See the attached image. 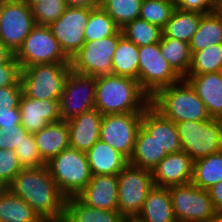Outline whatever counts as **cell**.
<instances>
[{"label":"cell","instance_id":"6","mask_svg":"<svg viewBox=\"0 0 222 222\" xmlns=\"http://www.w3.org/2000/svg\"><path fill=\"white\" fill-rule=\"evenodd\" d=\"M181 151L193 162L222 151V119L175 123Z\"/></svg>","mask_w":222,"mask_h":222},{"label":"cell","instance_id":"52","mask_svg":"<svg viewBox=\"0 0 222 222\" xmlns=\"http://www.w3.org/2000/svg\"><path fill=\"white\" fill-rule=\"evenodd\" d=\"M212 3L214 8L217 9L222 4V0H212Z\"/></svg>","mask_w":222,"mask_h":222},{"label":"cell","instance_id":"30","mask_svg":"<svg viewBox=\"0 0 222 222\" xmlns=\"http://www.w3.org/2000/svg\"><path fill=\"white\" fill-rule=\"evenodd\" d=\"M41 217L22 198L7 188L0 191V222H37Z\"/></svg>","mask_w":222,"mask_h":222},{"label":"cell","instance_id":"34","mask_svg":"<svg viewBox=\"0 0 222 222\" xmlns=\"http://www.w3.org/2000/svg\"><path fill=\"white\" fill-rule=\"evenodd\" d=\"M143 0H101L100 6L121 29L139 18Z\"/></svg>","mask_w":222,"mask_h":222},{"label":"cell","instance_id":"2","mask_svg":"<svg viewBox=\"0 0 222 222\" xmlns=\"http://www.w3.org/2000/svg\"><path fill=\"white\" fill-rule=\"evenodd\" d=\"M150 101L135 79L113 74L96 76L95 108L102 115L143 113Z\"/></svg>","mask_w":222,"mask_h":222},{"label":"cell","instance_id":"54","mask_svg":"<svg viewBox=\"0 0 222 222\" xmlns=\"http://www.w3.org/2000/svg\"><path fill=\"white\" fill-rule=\"evenodd\" d=\"M7 0H0V16H1V13H2V9H3V6L5 4Z\"/></svg>","mask_w":222,"mask_h":222},{"label":"cell","instance_id":"26","mask_svg":"<svg viewBox=\"0 0 222 222\" xmlns=\"http://www.w3.org/2000/svg\"><path fill=\"white\" fill-rule=\"evenodd\" d=\"M64 218L68 222H123L118 211L91 208L77 197L66 198Z\"/></svg>","mask_w":222,"mask_h":222},{"label":"cell","instance_id":"11","mask_svg":"<svg viewBox=\"0 0 222 222\" xmlns=\"http://www.w3.org/2000/svg\"><path fill=\"white\" fill-rule=\"evenodd\" d=\"M122 35V30L119 29L109 37L85 41L70 59L71 70L91 76L111 74L112 58Z\"/></svg>","mask_w":222,"mask_h":222},{"label":"cell","instance_id":"31","mask_svg":"<svg viewBox=\"0 0 222 222\" xmlns=\"http://www.w3.org/2000/svg\"><path fill=\"white\" fill-rule=\"evenodd\" d=\"M162 56L168 61L173 70L185 78L191 67L192 53L188 43L162 35L160 41Z\"/></svg>","mask_w":222,"mask_h":222},{"label":"cell","instance_id":"9","mask_svg":"<svg viewBox=\"0 0 222 222\" xmlns=\"http://www.w3.org/2000/svg\"><path fill=\"white\" fill-rule=\"evenodd\" d=\"M21 68L35 64L70 63L49 26L36 25L15 53Z\"/></svg>","mask_w":222,"mask_h":222},{"label":"cell","instance_id":"25","mask_svg":"<svg viewBox=\"0 0 222 222\" xmlns=\"http://www.w3.org/2000/svg\"><path fill=\"white\" fill-rule=\"evenodd\" d=\"M167 155L154 138L141 126L138 129L134 151L128 163L143 169L153 170Z\"/></svg>","mask_w":222,"mask_h":222},{"label":"cell","instance_id":"10","mask_svg":"<svg viewBox=\"0 0 222 222\" xmlns=\"http://www.w3.org/2000/svg\"><path fill=\"white\" fill-rule=\"evenodd\" d=\"M138 59V82L150 97L182 79L162 56L160 42L139 47Z\"/></svg>","mask_w":222,"mask_h":222},{"label":"cell","instance_id":"45","mask_svg":"<svg viewBox=\"0 0 222 222\" xmlns=\"http://www.w3.org/2000/svg\"><path fill=\"white\" fill-rule=\"evenodd\" d=\"M209 197L212 200L217 215H222V181L208 189Z\"/></svg>","mask_w":222,"mask_h":222},{"label":"cell","instance_id":"50","mask_svg":"<svg viewBox=\"0 0 222 222\" xmlns=\"http://www.w3.org/2000/svg\"><path fill=\"white\" fill-rule=\"evenodd\" d=\"M123 222H144V221L140 220L137 216H134V217H125L123 219Z\"/></svg>","mask_w":222,"mask_h":222},{"label":"cell","instance_id":"40","mask_svg":"<svg viewBox=\"0 0 222 222\" xmlns=\"http://www.w3.org/2000/svg\"><path fill=\"white\" fill-rule=\"evenodd\" d=\"M23 169L13 149H0V185L6 188Z\"/></svg>","mask_w":222,"mask_h":222},{"label":"cell","instance_id":"33","mask_svg":"<svg viewBox=\"0 0 222 222\" xmlns=\"http://www.w3.org/2000/svg\"><path fill=\"white\" fill-rule=\"evenodd\" d=\"M123 35L138 47L161 41L163 29L137 18L121 28Z\"/></svg>","mask_w":222,"mask_h":222},{"label":"cell","instance_id":"4","mask_svg":"<svg viewBox=\"0 0 222 222\" xmlns=\"http://www.w3.org/2000/svg\"><path fill=\"white\" fill-rule=\"evenodd\" d=\"M51 177L66 197H76L92 178L87 154L67 148L47 162Z\"/></svg>","mask_w":222,"mask_h":222},{"label":"cell","instance_id":"39","mask_svg":"<svg viewBox=\"0 0 222 222\" xmlns=\"http://www.w3.org/2000/svg\"><path fill=\"white\" fill-rule=\"evenodd\" d=\"M15 153L19 158L21 166L24 168H35L47 165L42 159L36 140L33 134L29 133L19 146L15 147Z\"/></svg>","mask_w":222,"mask_h":222},{"label":"cell","instance_id":"44","mask_svg":"<svg viewBox=\"0 0 222 222\" xmlns=\"http://www.w3.org/2000/svg\"><path fill=\"white\" fill-rule=\"evenodd\" d=\"M176 7L183 11H196L203 14L215 9L212 0H176Z\"/></svg>","mask_w":222,"mask_h":222},{"label":"cell","instance_id":"22","mask_svg":"<svg viewBox=\"0 0 222 222\" xmlns=\"http://www.w3.org/2000/svg\"><path fill=\"white\" fill-rule=\"evenodd\" d=\"M39 153L47 163L61 151L70 147L67 121L49 123L33 134Z\"/></svg>","mask_w":222,"mask_h":222},{"label":"cell","instance_id":"47","mask_svg":"<svg viewBox=\"0 0 222 222\" xmlns=\"http://www.w3.org/2000/svg\"><path fill=\"white\" fill-rule=\"evenodd\" d=\"M67 7L95 9L100 7L101 0H64Z\"/></svg>","mask_w":222,"mask_h":222},{"label":"cell","instance_id":"12","mask_svg":"<svg viewBox=\"0 0 222 222\" xmlns=\"http://www.w3.org/2000/svg\"><path fill=\"white\" fill-rule=\"evenodd\" d=\"M96 76L70 71L59 100L60 118L68 121L95 108Z\"/></svg>","mask_w":222,"mask_h":222},{"label":"cell","instance_id":"14","mask_svg":"<svg viewBox=\"0 0 222 222\" xmlns=\"http://www.w3.org/2000/svg\"><path fill=\"white\" fill-rule=\"evenodd\" d=\"M36 26L31 8L22 0H7L0 16V40L15 54Z\"/></svg>","mask_w":222,"mask_h":222},{"label":"cell","instance_id":"20","mask_svg":"<svg viewBox=\"0 0 222 222\" xmlns=\"http://www.w3.org/2000/svg\"><path fill=\"white\" fill-rule=\"evenodd\" d=\"M103 115L93 108L67 121L71 148L87 152L98 140Z\"/></svg>","mask_w":222,"mask_h":222},{"label":"cell","instance_id":"23","mask_svg":"<svg viewBox=\"0 0 222 222\" xmlns=\"http://www.w3.org/2000/svg\"><path fill=\"white\" fill-rule=\"evenodd\" d=\"M92 175H118L128 160L107 143L98 140L87 152Z\"/></svg>","mask_w":222,"mask_h":222},{"label":"cell","instance_id":"18","mask_svg":"<svg viewBox=\"0 0 222 222\" xmlns=\"http://www.w3.org/2000/svg\"><path fill=\"white\" fill-rule=\"evenodd\" d=\"M76 197L88 207L118 211L117 175H92Z\"/></svg>","mask_w":222,"mask_h":222},{"label":"cell","instance_id":"3","mask_svg":"<svg viewBox=\"0 0 222 222\" xmlns=\"http://www.w3.org/2000/svg\"><path fill=\"white\" fill-rule=\"evenodd\" d=\"M150 104L174 123L212 119L204 102L184 78L157 91L151 97Z\"/></svg>","mask_w":222,"mask_h":222},{"label":"cell","instance_id":"51","mask_svg":"<svg viewBox=\"0 0 222 222\" xmlns=\"http://www.w3.org/2000/svg\"><path fill=\"white\" fill-rule=\"evenodd\" d=\"M22 1H24L30 8H31L33 5L41 2V0H22Z\"/></svg>","mask_w":222,"mask_h":222},{"label":"cell","instance_id":"19","mask_svg":"<svg viewBox=\"0 0 222 222\" xmlns=\"http://www.w3.org/2000/svg\"><path fill=\"white\" fill-rule=\"evenodd\" d=\"M141 126L167 154L181 151V141L175 123L163 116L151 104L143 111Z\"/></svg>","mask_w":222,"mask_h":222},{"label":"cell","instance_id":"32","mask_svg":"<svg viewBox=\"0 0 222 222\" xmlns=\"http://www.w3.org/2000/svg\"><path fill=\"white\" fill-rule=\"evenodd\" d=\"M222 181V151L193 162L192 183L208 190Z\"/></svg>","mask_w":222,"mask_h":222},{"label":"cell","instance_id":"27","mask_svg":"<svg viewBox=\"0 0 222 222\" xmlns=\"http://www.w3.org/2000/svg\"><path fill=\"white\" fill-rule=\"evenodd\" d=\"M217 44H222V14L217 9H214L210 13L203 14L189 46L193 54L209 45Z\"/></svg>","mask_w":222,"mask_h":222},{"label":"cell","instance_id":"55","mask_svg":"<svg viewBox=\"0 0 222 222\" xmlns=\"http://www.w3.org/2000/svg\"><path fill=\"white\" fill-rule=\"evenodd\" d=\"M217 10L222 14V4L217 8Z\"/></svg>","mask_w":222,"mask_h":222},{"label":"cell","instance_id":"1","mask_svg":"<svg viewBox=\"0 0 222 222\" xmlns=\"http://www.w3.org/2000/svg\"><path fill=\"white\" fill-rule=\"evenodd\" d=\"M6 188L25 200L41 218L64 217L66 197L47 165L22 169Z\"/></svg>","mask_w":222,"mask_h":222},{"label":"cell","instance_id":"41","mask_svg":"<svg viewBox=\"0 0 222 222\" xmlns=\"http://www.w3.org/2000/svg\"><path fill=\"white\" fill-rule=\"evenodd\" d=\"M22 94V85L1 87L0 116L4 114H13V108H19V101Z\"/></svg>","mask_w":222,"mask_h":222},{"label":"cell","instance_id":"28","mask_svg":"<svg viewBox=\"0 0 222 222\" xmlns=\"http://www.w3.org/2000/svg\"><path fill=\"white\" fill-rule=\"evenodd\" d=\"M138 51L139 47L122 35L112 58L111 74L138 81Z\"/></svg>","mask_w":222,"mask_h":222},{"label":"cell","instance_id":"43","mask_svg":"<svg viewBox=\"0 0 222 222\" xmlns=\"http://www.w3.org/2000/svg\"><path fill=\"white\" fill-rule=\"evenodd\" d=\"M21 67L14 57L9 63L0 66V88L21 85L20 81Z\"/></svg>","mask_w":222,"mask_h":222},{"label":"cell","instance_id":"15","mask_svg":"<svg viewBox=\"0 0 222 222\" xmlns=\"http://www.w3.org/2000/svg\"><path fill=\"white\" fill-rule=\"evenodd\" d=\"M91 10L67 7L64 13L49 26L69 59L79 51L85 42L84 28L89 21Z\"/></svg>","mask_w":222,"mask_h":222},{"label":"cell","instance_id":"38","mask_svg":"<svg viewBox=\"0 0 222 222\" xmlns=\"http://www.w3.org/2000/svg\"><path fill=\"white\" fill-rule=\"evenodd\" d=\"M67 8L64 0H41L31 7L36 25L50 26Z\"/></svg>","mask_w":222,"mask_h":222},{"label":"cell","instance_id":"37","mask_svg":"<svg viewBox=\"0 0 222 222\" xmlns=\"http://www.w3.org/2000/svg\"><path fill=\"white\" fill-rule=\"evenodd\" d=\"M175 8L176 1L143 0L139 18L164 29Z\"/></svg>","mask_w":222,"mask_h":222},{"label":"cell","instance_id":"24","mask_svg":"<svg viewBox=\"0 0 222 222\" xmlns=\"http://www.w3.org/2000/svg\"><path fill=\"white\" fill-rule=\"evenodd\" d=\"M137 217L144 222H175L169 188L153 186Z\"/></svg>","mask_w":222,"mask_h":222},{"label":"cell","instance_id":"29","mask_svg":"<svg viewBox=\"0 0 222 222\" xmlns=\"http://www.w3.org/2000/svg\"><path fill=\"white\" fill-rule=\"evenodd\" d=\"M202 17L203 13L183 11L176 7L163 29V34L166 37L181 40L189 44L198 29Z\"/></svg>","mask_w":222,"mask_h":222},{"label":"cell","instance_id":"8","mask_svg":"<svg viewBox=\"0 0 222 222\" xmlns=\"http://www.w3.org/2000/svg\"><path fill=\"white\" fill-rule=\"evenodd\" d=\"M176 221L212 222L217 216L208 190L188 183L169 187Z\"/></svg>","mask_w":222,"mask_h":222},{"label":"cell","instance_id":"35","mask_svg":"<svg viewBox=\"0 0 222 222\" xmlns=\"http://www.w3.org/2000/svg\"><path fill=\"white\" fill-rule=\"evenodd\" d=\"M222 71V44L209 45L192 54L188 74H206Z\"/></svg>","mask_w":222,"mask_h":222},{"label":"cell","instance_id":"5","mask_svg":"<svg viewBox=\"0 0 222 222\" xmlns=\"http://www.w3.org/2000/svg\"><path fill=\"white\" fill-rule=\"evenodd\" d=\"M70 71V63L35 64L21 68L23 94L36 100H60Z\"/></svg>","mask_w":222,"mask_h":222},{"label":"cell","instance_id":"13","mask_svg":"<svg viewBox=\"0 0 222 222\" xmlns=\"http://www.w3.org/2000/svg\"><path fill=\"white\" fill-rule=\"evenodd\" d=\"M143 113L106 114L102 117L100 140L131 158Z\"/></svg>","mask_w":222,"mask_h":222},{"label":"cell","instance_id":"36","mask_svg":"<svg viewBox=\"0 0 222 222\" xmlns=\"http://www.w3.org/2000/svg\"><path fill=\"white\" fill-rule=\"evenodd\" d=\"M120 28L107 12L100 6L92 9L90 18L84 28L85 41H93L114 35Z\"/></svg>","mask_w":222,"mask_h":222},{"label":"cell","instance_id":"7","mask_svg":"<svg viewBox=\"0 0 222 222\" xmlns=\"http://www.w3.org/2000/svg\"><path fill=\"white\" fill-rule=\"evenodd\" d=\"M118 177V212L124 217L137 216L153 188L151 170L127 164Z\"/></svg>","mask_w":222,"mask_h":222},{"label":"cell","instance_id":"53","mask_svg":"<svg viewBox=\"0 0 222 222\" xmlns=\"http://www.w3.org/2000/svg\"><path fill=\"white\" fill-rule=\"evenodd\" d=\"M212 222H222V215H217Z\"/></svg>","mask_w":222,"mask_h":222},{"label":"cell","instance_id":"16","mask_svg":"<svg viewBox=\"0 0 222 222\" xmlns=\"http://www.w3.org/2000/svg\"><path fill=\"white\" fill-rule=\"evenodd\" d=\"M154 186L169 188L192 182L193 161L186 152L167 154L151 171Z\"/></svg>","mask_w":222,"mask_h":222},{"label":"cell","instance_id":"42","mask_svg":"<svg viewBox=\"0 0 222 222\" xmlns=\"http://www.w3.org/2000/svg\"><path fill=\"white\" fill-rule=\"evenodd\" d=\"M29 132L22 125L15 128L0 129V149H15Z\"/></svg>","mask_w":222,"mask_h":222},{"label":"cell","instance_id":"48","mask_svg":"<svg viewBox=\"0 0 222 222\" xmlns=\"http://www.w3.org/2000/svg\"><path fill=\"white\" fill-rule=\"evenodd\" d=\"M15 54L0 40V66L9 63Z\"/></svg>","mask_w":222,"mask_h":222},{"label":"cell","instance_id":"17","mask_svg":"<svg viewBox=\"0 0 222 222\" xmlns=\"http://www.w3.org/2000/svg\"><path fill=\"white\" fill-rule=\"evenodd\" d=\"M19 111L21 125L31 134L39 132L49 123L61 120L59 100H36L22 94Z\"/></svg>","mask_w":222,"mask_h":222},{"label":"cell","instance_id":"21","mask_svg":"<svg viewBox=\"0 0 222 222\" xmlns=\"http://www.w3.org/2000/svg\"><path fill=\"white\" fill-rule=\"evenodd\" d=\"M204 102L213 119H222V71L206 74H187L184 78Z\"/></svg>","mask_w":222,"mask_h":222},{"label":"cell","instance_id":"49","mask_svg":"<svg viewBox=\"0 0 222 222\" xmlns=\"http://www.w3.org/2000/svg\"><path fill=\"white\" fill-rule=\"evenodd\" d=\"M37 222H64V217H62V218H40Z\"/></svg>","mask_w":222,"mask_h":222},{"label":"cell","instance_id":"46","mask_svg":"<svg viewBox=\"0 0 222 222\" xmlns=\"http://www.w3.org/2000/svg\"><path fill=\"white\" fill-rule=\"evenodd\" d=\"M15 125H21L19 108H13V114L0 116V129L15 128Z\"/></svg>","mask_w":222,"mask_h":222}]
</instances>
